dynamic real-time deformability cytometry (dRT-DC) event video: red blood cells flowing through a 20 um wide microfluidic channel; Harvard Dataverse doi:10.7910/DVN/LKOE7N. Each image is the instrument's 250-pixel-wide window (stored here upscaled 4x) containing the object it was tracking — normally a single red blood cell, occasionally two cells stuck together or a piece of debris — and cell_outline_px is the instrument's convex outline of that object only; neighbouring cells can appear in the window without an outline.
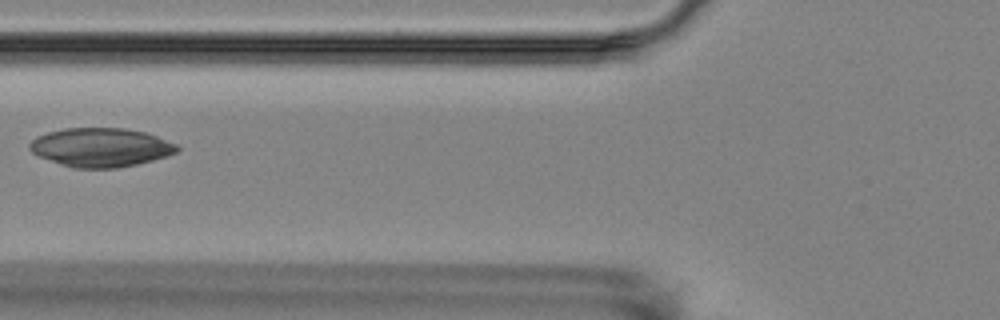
{"species": "Egyptian fruit bat (a non-hibernating species)", "species_latin": "Rousettus aegyptiacus", "temperature_condition": "room temperature", "stored_images_in_passage": 6, "camera_frame_rate_fps": 3000, "um_per_image_px": 0.085, "animal": {"sex": "female"}, "frame": {"image": 1, "passage_image": 5, "time_ms": 6.0, "image_size_px": [1000, 320], "cell_outline_px": [[180, 148], [176, 152], [168, 156], [136, 164], [116, 168], [72, 168], [60, 164], [40, 156], [32, 152], [28, 148], [28, 144], [36, 136], [48, 132], [64, 128], [124, 128], [144, 132], [156, 136], [176, 144]], "centroid_in_image_um": [8.54, 12.52], "position_along_channel_um": 117.3, "area_um2": 33.29}}